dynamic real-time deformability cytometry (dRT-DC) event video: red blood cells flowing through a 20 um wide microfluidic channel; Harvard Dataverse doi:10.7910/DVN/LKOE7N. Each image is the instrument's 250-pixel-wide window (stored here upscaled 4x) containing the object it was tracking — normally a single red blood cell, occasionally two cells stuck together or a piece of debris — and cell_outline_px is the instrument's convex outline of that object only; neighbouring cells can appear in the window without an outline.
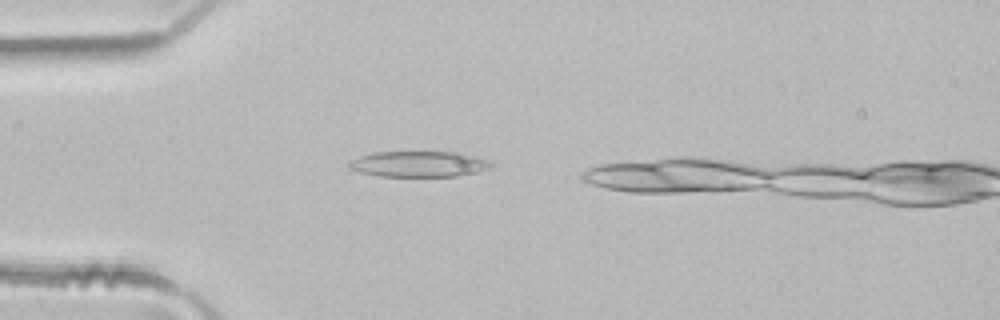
{"species": "common noctule bat (a hibernating species)", "species_latin": "Nyctalus noctula", "temperature_condition": "room temperature", "stored_images_in_passage": 7, "camera_frame_rate_fps": 3000, "um_per_image_px": 0.085, "animal": {"sex": "male", "body_mass_g": 21.5, "forearm_length_mm": 52.0}, "frame": {"image": 1, "passage_image": 5, "time_ms": 1.333, "image_size_px": [1000, 320], "cell_outline_px": [[492, 164], [488, 168], [476, 172], [456, 176], [380, 176], [360, 172], [348, 168], [348, 164], [352, 160], [360, 156], [376, 152], [460, 152], [488, 160]], "centroid_in_image_um": [35.58, 13.94], "position_along_channel_um": 49.4, "area_um2": 21.1}}